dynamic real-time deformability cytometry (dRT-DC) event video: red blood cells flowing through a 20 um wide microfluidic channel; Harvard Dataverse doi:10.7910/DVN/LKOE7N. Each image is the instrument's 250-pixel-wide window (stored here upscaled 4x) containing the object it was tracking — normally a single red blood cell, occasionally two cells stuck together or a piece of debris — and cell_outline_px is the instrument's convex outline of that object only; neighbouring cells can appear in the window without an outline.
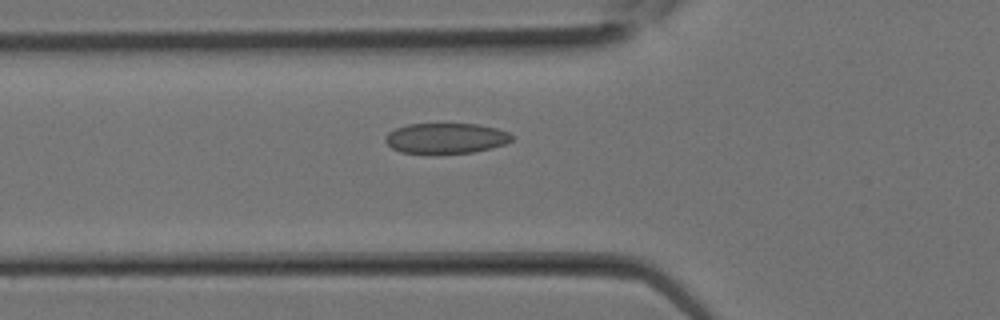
{"species": "Egyptian fruit bat (a non-hibernating species)", "species_latin": "Rousettus aegyptiacus", "temperature_condition": "room temperature", "stored_images_in_passage": 12, "camera_frame_rate_fps": 3000, "um_per_image_px": 0.085, "animal": {"sex": "female"}, "frame": {"image": 1, "passage_image": 10, "time_ms": 3.0, "image_size_px": [1000, 320], "cell_outline_px": [[512, 140], [504, 144], [492, 148], [472, 152], [436, 156], [400, 152], [392, 148], [384, 140], [384, 136], [388, 132], [396, 128], [408, 124], [476, 124], [496, 128], [508, 132], [512, 136]], "centroid_in_image_um": [37.85, 11.79], "position_along_channel_um": 88.0, "area_um2": 23.06}}
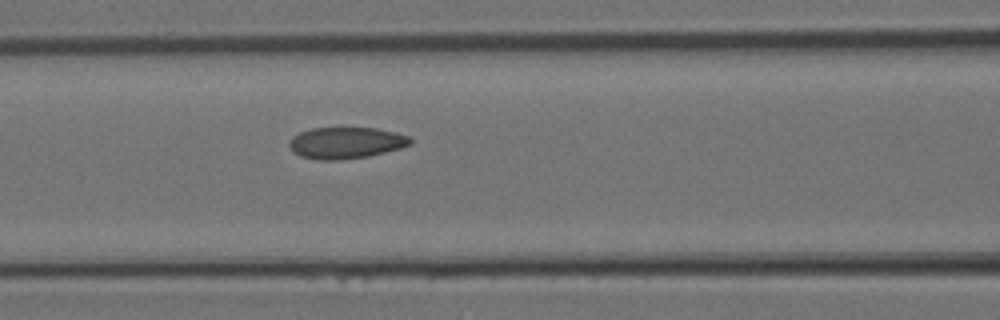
{"frame": {"image": 2, "passage_image": 12, "time_ms": 3.667, "image_size_px": [1000, 320], "cell_outline_px": [[412, 144], [400, 148], [368, 156], [340, 160], [316, 160], [300, 156], [292, 152], [288, 144], [292, 136], [300, 132], [312, 128], [376, 128], [396, 132], [408, 136], [412, 140]], "centroid_in_image_um": [29.38, 12.14], "position_along_channel_um": 137.2, "area_um2": 22.31}}